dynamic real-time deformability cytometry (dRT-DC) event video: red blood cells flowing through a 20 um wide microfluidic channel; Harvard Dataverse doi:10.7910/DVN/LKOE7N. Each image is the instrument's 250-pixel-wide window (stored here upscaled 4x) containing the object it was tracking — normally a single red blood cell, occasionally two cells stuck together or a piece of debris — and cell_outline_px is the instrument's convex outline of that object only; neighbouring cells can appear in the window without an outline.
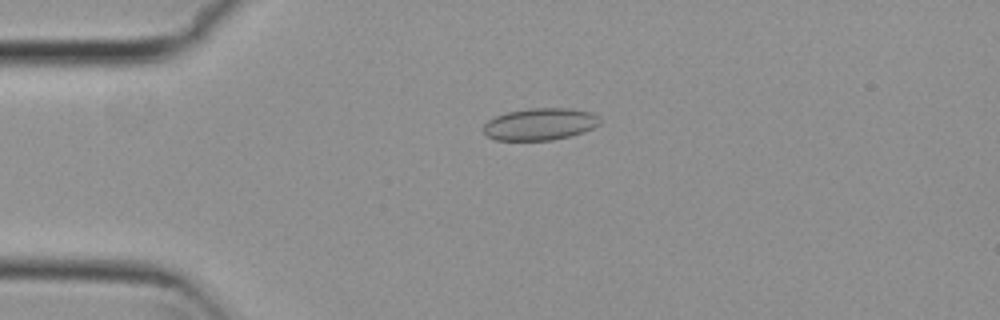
{"species": "common noctule bat (a hibernating species)", "species_latin": "Nyctalus noctula", "temperature_condition": "cold", "stored_images_in_passage": 54, "camera_frame_rate_fps": 3000, "um_per_image_px": 0.085, "animal": {"sex": "female", "body_mass_g": 29.2, "forearm_length_mm": 56.3}, "frame": {"image": 1, "passage_image": 13, "time_ms": 4.0, "image_size_px": [1000, 320], "cell_outline_px": [[600, 124], [584, 132], [572, 136], [552, 140], [496, 140], [488, 136], [484, 132], [484, 124], [488, 120], [496, 116], [508, 112], [528, 108], [572, 108], [592, 112], [600, 116]], "centroid_in_image_um": [45.95, 10.54], "position_along_channel_um": 39.1, "area_um2": 21.91}}
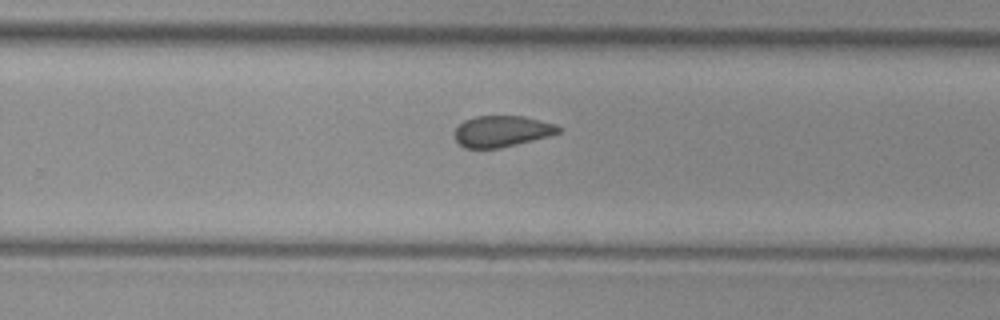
{"frame": {"image": 2, "passage_image": 35, "time_ms": 11.333, "image_size_px": [1000, 320], "cell_outline_px": [[564, 128], [560, 132], [552, 136], [500, 148], [464, 148], [456, 140], [456, 128], [464, 120], [476, 116], [524, 116], [556, 124]], "centroid_in_image_um": [42.73, 11.16], "position_along_channel_um": 287.1, "area_um2": 19.02}}
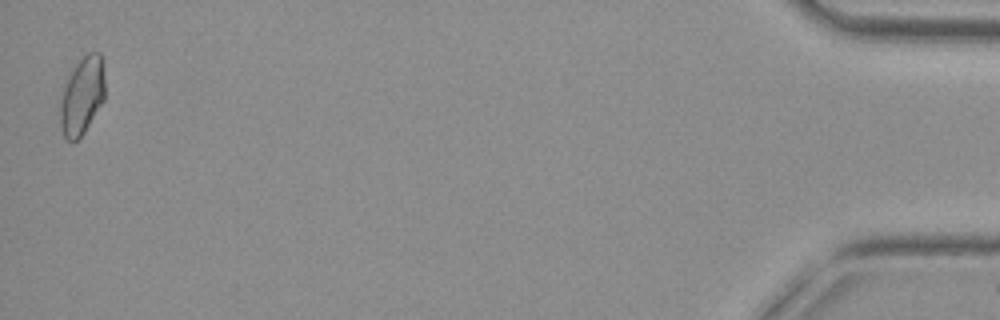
{"frame": {"image": 3, "passage_image": 54, "time_ms": 17.667, "image_size_px": [1000, 320], "cell_outline_px": [[104, 100], [84, 132], [76, 140], [68, 140], [64, 136], [60, 124], [56, 104], [60, 92], [64, 84], [76, 64], [88, 52], [100, 52], [104, 60]], "centroid_in_image_um": [6.93, 8.12], "position_along_channel_um": 428.3, "area_um2": 20.81}, "authors_computed_cell_mechanics": {"area_um2": 20.1144, "velocity_mm_per_s": 3.782, "shape_relaxation_time_tau1_ms": null, "shape_relaxation_time_tau2_ms": 2.0358, "deformation_change_tau1": null, "deformation_change_tau2": 0.0678}}